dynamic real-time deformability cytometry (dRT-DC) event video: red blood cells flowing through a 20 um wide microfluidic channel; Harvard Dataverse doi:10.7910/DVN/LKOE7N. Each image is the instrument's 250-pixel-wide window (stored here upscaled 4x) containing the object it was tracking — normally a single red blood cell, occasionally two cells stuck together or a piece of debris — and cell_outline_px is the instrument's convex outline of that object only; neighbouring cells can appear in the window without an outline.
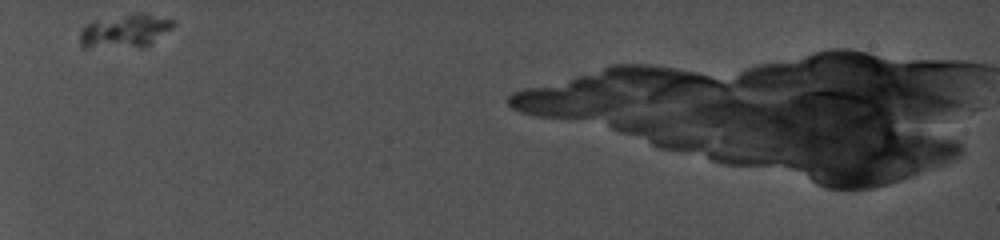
{"species": "common noctule bat (a hibernating species)", "species_latin": "Nyctalus noctula", "temperature_condition": "cold", "stored_images_in_passage": 26, "camera_frame_rate_fps": 5000, "um_per_image_px": 0.085, "animal": {"sex": "female", "body_mass_g": 19.0, "forearm_length_mm": 56.7}, "frame": {"image": 1, "passage_image": 1, "time_ms": 0.0, "image_size_px": [1000, 240], "cell_outline_px": [[176, 24], [172, 28], [148, 44], [140, 48], [84, 48], [80, 44], [80, 32], [92, 20], [140, 12], [144, 12], [176, 20]], "centroid_in_image_um": [10.63, 2.63], "position_along_channel_um": 74.4, "area_um2": 18.55}}